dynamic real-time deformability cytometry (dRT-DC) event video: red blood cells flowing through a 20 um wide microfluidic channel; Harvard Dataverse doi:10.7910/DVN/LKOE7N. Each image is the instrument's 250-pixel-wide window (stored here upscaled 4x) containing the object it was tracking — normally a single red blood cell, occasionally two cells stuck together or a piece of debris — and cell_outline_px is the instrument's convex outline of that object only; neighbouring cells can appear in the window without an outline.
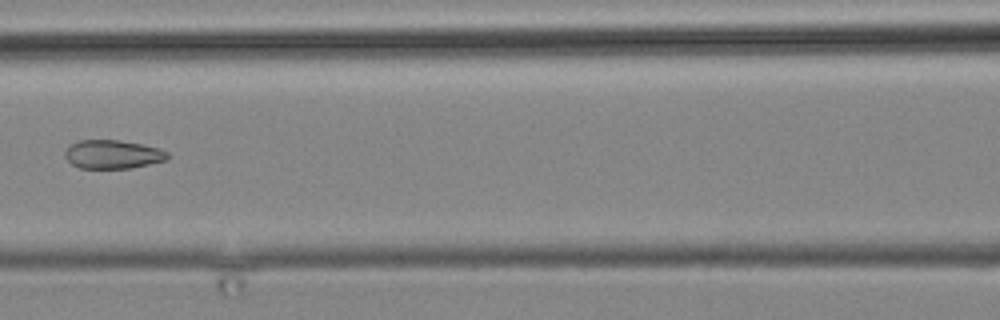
{"species": "common noctule bat (a hibernating species)", "species_latin": "Nyctalus noctula", "temperature_condition": "cold", "stored_images_in_passage": 14, "camera_frame_rate_fps": 3000, "um_per_image_px": 0.085, "animal": {"sex": "male", "body_mass_g": 19.2, "forearm_length_mm": 51.8}, "frame": {"image": 1, "passage_image": 12, "time_ms": 13.667, "image_size_px": [1000, 320], "cell_outline_px": [[168, 156], [164, 160], [132, 168], [80, 168], [72, 164], [64, 156], [64, 152], [72, 144], [80, 140], [120, 140], [144, 144], [168, 152]], "centroid_in_image_um": [9.56, 13.11], "position_along_channel_um": 157.0, "area_um2": 16.94}}
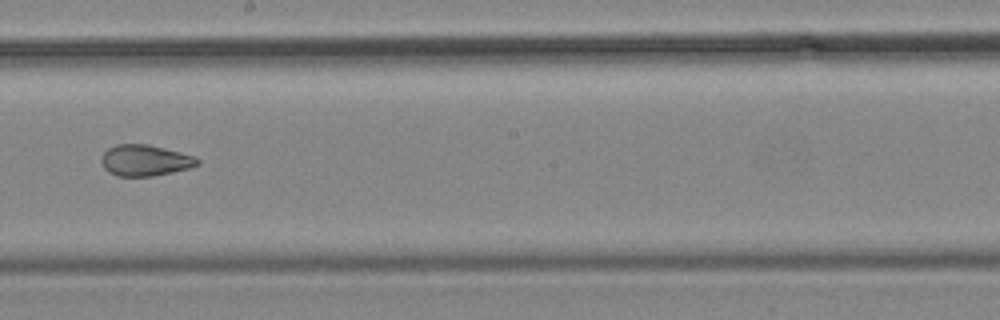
{"frame": {"image": 2, "passage_image": 14, "time_ms": 16.0, "image_size_px": [1000, 320], "cell_outline_px": [[200, 164], [192, 168], [152, 176], [116, 176], [108, 172], [104, 168], [100, 160], [100, 156], [108, 148], [116, 144], [148, 144], [196, 156], [200, 160]], "centroid_in_image_um": [12.33, 13.63], "position_along_channel_um": 235.9, "area_um2": 17.69}}